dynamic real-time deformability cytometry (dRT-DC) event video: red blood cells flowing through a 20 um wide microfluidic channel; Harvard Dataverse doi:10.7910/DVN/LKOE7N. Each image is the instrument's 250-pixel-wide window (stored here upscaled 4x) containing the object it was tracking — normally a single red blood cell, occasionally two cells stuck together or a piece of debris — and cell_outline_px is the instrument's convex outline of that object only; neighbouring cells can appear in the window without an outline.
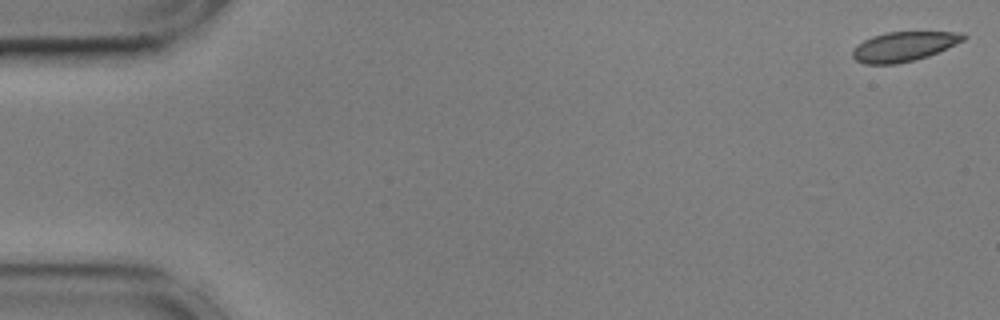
{"species": "common noctule bat (a hibernating species)", "species_latin": "Nyctalus noctula", "temperature_condition": "cold", "stored_images_in_passage": 56, "camera_frame_rate_fps": 3000, "um_per_image_px": 0.085, "animal": {"sex": "male", "body_mass_g": 17.9, "forearm_length_mm": 54.2}, "frame": {"image": 1, "passage_image": 1, "time_ms": 0.0, "image_size_px": [1000, 320], "cell_outline_px": [[968, 36], [964, 40], [928, 56], [896, 64], [864, 64], [856, 60], [852, 56], [852, 48], [864, 40], [872, 36], [888, 32], [960, 32]], "centroid_in_image_um": [76.79, 3.95], "position_along_channel_um": 8.2, "area_um2": 18.96}}
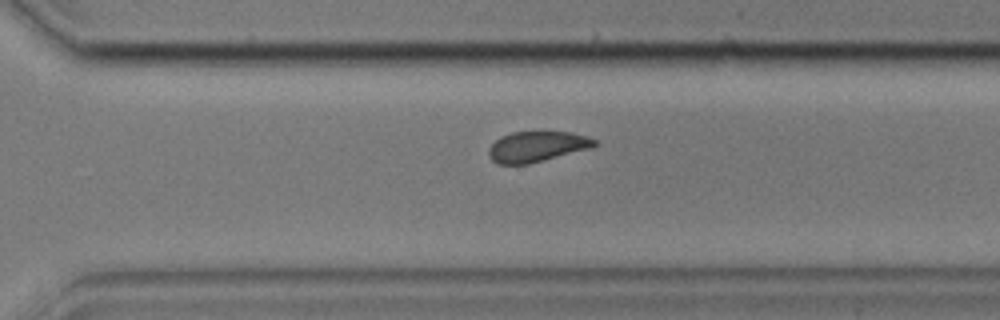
{"frame": {"image": 2, "passage_image": 39, "time_ms": 12.667, "image_size_px": [1000, 320], "cell_outline_px": [[596, 144], [592, 148], [528, 164], [496, 164], [488, 156], [488, 148], [500, 136], [512, 132], [568, 132], [588, 136], [596, 140]], "centroid_in_image_um": [45.61, 12.46], "position_along_channel_um": 325.0, "area_um2": 18.84}}
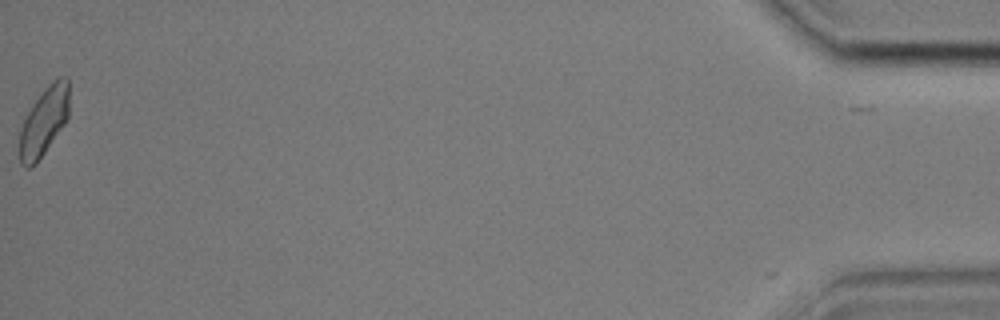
{"frame": {"image": 3, "passage_image": 56, "time_ms": 18.333, "image_size_px": [1000, 320], "cell_outline_px": [[68, 116], [64, 124], [36, 164], [28, 168], [20, 164], [20, 128], [28, 112], [44, 88], [52, 80], [60, 76], [64, 76], [68, 80]], "centroid_in_image_um": [3.73, 10.31], "position_along_channel_um": 431.5, "area_um2": 19.48}, "authors_computed_cell_mechanics": {"area_um2": 19.7676, "velocity_mm_per_s": 3.5748, "shape_relaxation_time_tau1_ms": 4.414, "shape_relaxation_time_tau2_ms": 2.0122, "deformation_change_tau1": 0.0978, "deformation_change_tau2": 0.0678}}